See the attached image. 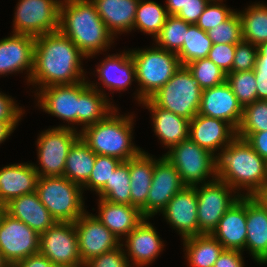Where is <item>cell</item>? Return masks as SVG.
I'll list each match as a JSON object with an SVG mask.
<instances>
[{
    "label": "cell",
    "instance_id": "obj_36",
    "mask_svg": "<svg viewBox=\"0 0 267 267\" xmlns=\"http://www.w3.org/2000/svg\"><path fill=\"white\" fill-rule=\"evenodd\" d=\"M212 40L196 24H190L186 31V37L181 50L177 53L181 66L190 62L207 58L212 48Z\"/></svg>",
    "mask_w": 267,
    "mask_h": 267
},
{
    "label": "cell",
    "instance_id": "obj_32",
    "mask_svg": "<svg viewBox=\"0 0 267 267\" xmlns=\"http://www.w3.org/2000/svg\"><path fill=\"white\" fill-rule=\"evenodd\" d=\"M184 258L189 267H213L224 250L211 234H199L183 239Z\"/></svg>",
    "mask_w": 267,
    "mask_h": 267
},
{
    "label": "cell",
    "instance_id": "obj_11",
    "mask_svg": "<svg viewBox=\"0 0 267 267\" xmlns=\"http://www.w3.org/2000/svg\"><path fill=\"white\" fill-rule=\"evenodd\" d=\"M195 187L199 234H212L219 220L241 196L227 183L218 179Z\"/></svg>",
    "mask_w": 267,
    "mask_h": 267
},
{
    "label": "cell",
    "instance_id": "obj_60",
    "mask_svg": "<svg viewBox=\"0 0 267 267\" xmlns=\"http://www.w3.org/2000/svg\"><path fill=\"white\" fill-rule=\"evenodd\" d=\"M261 197L267 202V188L265 192L261 195Z\"/></svg>",
    "mask_w": 267,
    "mask_h": 267
},
{
    "label": "cell",
    "instance_id": "obj_28",
    "mask_svg": "<svg viewBox=\"0 0 267 267\" xmlns=\"http://www.w3.org/2000/svg\"><path fill=\"white\" fill-rule=\"evenodd\" d=\"M5 212L24 222L39 235L57 222L42 204L36 191L12 199L5 205Z\"/></svg>",
    "mask_w": 267,
    "mask_h": 267
},
{
    "label": "cell",
    "instance_id": "obj_44",
    "mask_svg": "<svg viewBox=\"0 0 267 267\" xmlns=\"http://www.w3.org/2000/svg\"><path fill=\"white\" fill-rule=\"evenodd\" d=\"M223 0H210L196 25L203 31H208L226 21L235 11L223 3Z\"/></svg>",
    "mask_w": 267,
    "mask_h": 267
},
{
    "label": "cell",
    "instance_id": "obj_38",
    "mask_svg": "<svg viewBox=\"0 0 267 267\" xmlns=\"http://www.w3.org/2000/svg\"><path fill=\"white\" fill-rule=\"evenodd\" d=\"M190 23L185 22L176 15H168L159 34L153 39L155 45L173 53H178L186 37Z\"/></svg>",
    "mask_w": 267,
    "mask_h": 267
},
{
    "label": "cell",
    "instance_id": "obj_15",
    "mask_svg": "<svg viewBox=\"0 0 267 267\" xmlns=\"http://www.w3.org/2000/svg\"><path fill=\"white\" fill-rule=\"evenodd\" d=\"M74 224L83 265L121 245L120 239L88 211L83 213Z\"/></svg>",
    "mask_w": 267,
    "mask_h": 267
},
{
    "label": "cell",
    "instance_id": "obj_6",
    "mask_svg": "<svg viewBox=\"0 0 267 267\" xmlns=\"http://www.w3.org/2000/svg\"><path fill=\"white\" fill-rule=\"evenodd\" d=\"M36 192L57 222H75L87 210L83 188L64 176L39 177Z\"/></svg>",
    "mask_w": 267,
    "mask_h": 267
},
{
    "label": "cell",
    "instance_id": "obj_58",
    "mask_svg": "<svg viewBox=\"0 0 267 267\" xmlns=\"http://www.w3.org/2000/svg\"><path fill=\"white\" fill-rule=\"evenodd\" d=\"M50 267H83V266H72L68 264H57V263H52Z\"/></svg>",
    "mask_w": 267,
    "mask_h": 267
},
{
    "label": "cell",
    "instance_id": "obj_41",
    "mask_svg": "<svg viewBox=\"0 0 267 267\" xmlns=\"http://www.w3.org/2000/svg\"><path fill=\"white\" fill-rule=\"evenodd\" d=\"M185 66L202 90L223 84L226 81V73L208 57L190 62Z\"/></svg>",
    "mask_w": 267,
    "mask_h": 267
},
{
    "label": "cell",
    "instance_id": "obj_3",
    "mask_svg": "<svg viewBox=\"0 0 267 267\" xmlns=\"http://www.w3.org/2000/svg\"><path fill=\"white\" fill-rule=\"evenodd\" d=\"M59 31L87 58L106 52L116 40L91 0H70L60 5Z\"/></svg>",
    "mask_w": 267,
    "mask_h": 267
},
{
    "label": "cell",
    "instance_id": "obj_55",
    "mask_svg": "<svg viewBox=\"0 0 267 267\" xmlns=\"http://www.w3.org/2000/svg\"><path fill=\"white\" fill-rule=\"evenodd\" d=\"M19 122H1L0 121V144L5 142L11 136Z\"/></svg>",
    "mask_w": 267,
    "mask_h": 267
},
{
    "label": "cell",
    "instance_id": "obj_25",
    "mask_svg": "<svg viewBox=\"0 0 267 267\" xmlns=\"http://www.w3.org/2000/svg\"><path fill=\"white\" fill-rule=\"evenodd\" d=\"M39 175L33 163H14L0 168V203L36 191Z\"/></svg>",
    "mask_w": 267,
    "mask_h": 267
},
{
    "label": "cell",
    "instance_id": "obj_49",
    "mask_svg": "<svg viewBox=\"0 0 267 267\" xmlns=\"http://www.w3.org/2000/svg\"><path fill=\"white\" fill-rule=\"evenodd\" d=\"M209 2L210 0H187L183 9H181L176 16L187 23L196 24Z\"/></svg>",
    "mask_w": 267,
    "mask_h": 267
},
{
    "label": "cell",
    "instance_id": "obj_13",
    "mask_svg": "<svg viewBox=\"0 0 267 267\" xmlns=\"http://www.w3.org/2000/svg\"><path fill=\"white\" fill-rule=\"evenodd\" d=\"M39 253L51 263L84 266L74 222H56L40 234Z\"/></svg>",
    "mask_w": 267,
    "mask_h": 267
},
{
    "label": "cell",
    "instance_id": "obj_40",
    "mask_svg": "<svg viewBox=\"0 0 267 267\" xmlns=\"http://www.w3.org/2000/svg\"><path fill=\"white\" fill-rule=\"evenodd\" d=\"M226 82L243 108L257 100L256 80L253 70L229 72L226 74Z\"/></svg>",
    "mask_w": 267,
    "mask_h": 267
},
{
    "label": "cell",
    "instance_id": "obj_1",
    "mask_svg": "<svg viewBox=\"0 0 267 267\" xmlns=\"http://www.w3.org/2000/svg\"><path fill=\"white\" fill-rule=\"evenodd\" d=\"M83 59L88 58L59 30L38 36L35 38L34 68L28 84L33 86L36 94L44 87L86 80Z\"/></svg>",
    "mask_w": 267,
    "mask_h": 267
},
{
    "label": "cell",
    "instance_id": "obj_57",
    "mask_svg": "<svg viewBox=\"0 0 267 267\" xmlns=\"http://www.w3.org/2000/svg\"><path fill=\"white\" fill-rule=\"evenodd\" d=\"M0 267H12L1 252H0Z\"/></svg>",
    "mask_w": 267,
    "mask_h": 267
},
{
    "label": "cell",
    "instance_id": "obj_47",
    "mask_svg": "<svg viewBox=\"0 0 267 267\" xmlns=\"http://www.w3.org/2000/svg\"><path fill=\"white\" fill-rule=\"evenodd\" d=\"M83 267H131L122 245L93 258Z\"/></svg>",
    "mask_w": 267,
    "mask_h": 267
},
{
    "label": "cell",
    "instance_id": "obj_42",
    "mask_svg": "<svg viewBox=\"0 0 267 267\" xmlns=\"http://www.w3.org/2000/svg\"><path fill=\"white\" fill-rule=\"evenodd\" d=\"M122 161L106 156L96 155L93 170L90 174L88 181L82 186L84 190H90L97 194L109 181L111 175Z\"/></svg>",
    "mask_w": 267,
    "mask_h": 267
},
{
    "label": "cell",
    "instance_id": "obj_7",
    "mask_svg": "<svg viewBox=\"0 0 267 267\" xmlns=\"http://www.w3.org/2000/svg\"><path fill=\"white\" fill-rule=\"evenodd\" d=\"M163 156L179 172L185 186L195 187L217 179V157L190 138L172 146Z\"/></svg>",
    "mask_w": 267,
    "mask_h": 267
},
{
    "label": "cell",
    "instance_id": "obj_18",
    "mask_svg": "<svg viewBox=\"0 0 267 267\" xmlns=\"http://www.w3.org/2000/svg\"><path fill=\"white\" fill-rule=\"evenodd\" d=\"M196 187L185 186L161 211L163 218L182 240L199 235Z\"/></svg>",
    "mask_w": 267,
    "mask_h": 267
},
{
    "label": "cell",
    "instance_id": "obj_45",
    "mask_svg": "<svg viewBox=\"0 0 267 267\" xmlns=\"http://www.w3.org/2000/svg\"><path fill=\"white\" fill-rule=\"evenodd\" d=\"M258 55L257 46L241 40L236 44L232 72L250 71L255 68Z\"/></svg>",
    "mask_w": 267,
    "mask_h": 267
},
{
    "label": "cell",
    "instance_id": "obj_9",
    "mask_svg": "<svg viewBox=\"0 0 267 267\" xmlns=\"http://www.w3.org/2000/svg\"><path fill=\"white\" fill-rule=\"evenodd\" d=\"M80 138V131L66 127H52L37 137L38 165L33 163L39 177L63 176L67 154Z\"/></svg>",
    "mask_w": 267,
    "mask_h": 267
},
{
    "label": "cell",
    "instance_id": "obj_23",
    "mask_svg": "<svg viewBox=\"0 0 267 267\" xmlns=\"http://www.w3.org/2000/svg\"><path fill=\"white\" fill-rule=\"evenodd\" d=\"M95 71L98 81L103 84V88L111 91L110 94L124 92L133 81L136 82V68L129 49L122 53H109L97 64Z\"/></svg>",
    "mask_w": 267,
    "mask_h": 267
},
{
    "label": "cell",
    "instance_id": "obj_39",
    "mask_svg": "<svg viewBox=\"0 0 267 267\" xmlns=\"http://www.w3.org/2000/svg\"><path fill=\"white\" fill-rule=\"evenodd\" d=\"M267 131V101L256 100L243 108L237 137L246 139L253 132Z\"/></svg>",
    "mask_w": 267,
    "mask_h": 267
},
{
    "label": "cell",
    "instance_id": "obj_46",
    "mask_svg": "<svg viewBox=\"0 0 267 267\" xmlns=\"http://www.w3.org/2000/svg\"><path fill=\"white\" fill-rule=\"evenodd\" d=\"M236 44H213L208 58L226 74L232 72Z\"/></svg>",
    "mask_w": 267,
    "mask_h": 267
},
{
    "label": "cell",
    "instance_id": "obj_24",
    "mask_svg": "<svg viewBox=\"0 0 267 267\" xmlns=\"http://www.w3.org/2000/svg\"><path fill=\"white\" fill-rule=\"evenodd\" d=\"M141 104L150 112L153 131L163 147L170 149L189 138L188 119L158 107L150 98L143 100Z\"/></svg>",
    "mask_w": 267,
    "mask_h": 267
},
{
    "label": "cell",
    "instance_id": "obj_37",
    "mask_svg": "<svg viewBox=\"0 0 267 267\" xmlns=\"http://www.w3.org/2000/svg\"><path fill=\"white\" fill-rule=\"evenodd\" d=\"M129 160L121 162L109 181L96 194L99 198L112 203L131 205Z\"/></svg>",
    "mask_w": 267,
    "mask_h": 267
},
{
    "label": "cell",
    "instance_id": "obj_50",
    "mask_svg": "<svg viewBox=\"0 0 267 267\" xmlns=\"http://www.w3.org/2000/svg\"><path fill=\"white\" fill-rule=\"evenodd\" d=\"M243 251L224 249L213 267H244Z\"/></svg>",
    "mask_w": 267,
    "mask_h": 267
},
{
    "label": "cell",
    "instance_id": "obj_51",
    "mask_svg": "<svg viewBox=\"0 0 267 267\" xmlns=\"http://www.w3.org/2000/svg\"><path fill=\"white\" fill-rule=\"evenodd\" d=\"M245 140L267 161V131L253 132Z\"/></svg>",
    "mask_w": 267,
    "mask_h": 267
},
{
    "label": "cell",
    "instance_id": "obj_14",
    "mask_svg": "<svg viewBox=\"0 0 267 267\" xmlns=\"http://www.w3.org/2000/svg\"><path fill=\"white\" fill-rule=\"evenodd\" d=\"M40 235L6 212L0 220V252L11 266L39 253Z\"/></svg>",
    "mask_w": 267,
    "mask_h": 267
},
{
    "label": "cell",
    "instance_id": "obj_53",
    "mask_svg": "<svg viewBox=\"0 0 267 267\" xmlns=\"http://www.w3.org/2000/svg\"><path fill=\"white\" fill-rule=\"evenodd\" d=\"M258 55L253 69L254 73L267 74V41L257 46Z\"/></svg>",
    "mask_w": 267,
    "mask_h": 267
},
{
    "label": "cell",
    "instance_id": "obj_2",
    "mask_svg": "<svg viewBox=\"0 0 267 267\" xmlns=\"http://www.w3.org/2000/svg\"><path fill=\"white\" fill-rule=\"evenodd\" d=\"M216 162L217 179L240 196H261L265 192L267 161L245 139L236 137L220 152Z\"/></svg>",
    "mask_w": 267,
    "mask_h": 267
},
{
    "label": "cell",
    "instance_id": "obj_48",
    "mask_svg": "<svg viewBox=\"0 0 267 267\" xmlns=\"http://www.w3.org/2000/svg\"><path fill=\"white\" fill-rule=\"evenodd\" d=\"M12 96L0 92V121L1 122H20L25 110L20 107Z\"/></svg>",
    "mask_w": 267,
    "mask_h": 267
},
{
    "label": "cell",
    "instance_id": "obj_17",
    "mask_svg": "<svg viewBox=\"0 0 267 267\" xmlns=\"http://www.w3.org/2000/svg\"><path fill=\"white\" fill-rule=\"evenodd\" d=\"M149 219L150 218H144L140 224L121 241L129 264L132 263L131 267H146L152 264L164 250V241Z\"/></svg>",
    "mask_w": 267,
    "mask_h": 267
},
{
    "label": "cell",
    "instance_id": "obj_35",
    "mask_svg": "<svg viewBox=\"0 0 267 267\" xmlns=\"http://www.w3.org/2000/svg\"><path fill=\"white\" fill-rule=\"evenodd\" d=\"M168 17L164 5L152 0H140L134 19L133 30H140L144 34L155 38L161 31Z\"/></svg>",
    "mask_w": 267,
    "mask_h": 267
},
{
    "label": "cell",
    "instance_id": "obj_31",
    "mask_svg": "<svg viewBox=\"0 0 267 267\" xmlns=\"http://www.w3.org/2000/svg\"><path fill=\"white\" fill-rule=\"evenodd\" d=\"M155 158L145 150L129 160L131 205L141 210L152 184Z\"/></svg>",
    "mask_w": 267,
    "mask_h": 267
},
{
    "label": "cell",
    "instance_id": "obj_22",
    "mask_svg": "<svg viewBox=\"0 0 267 267\" xmlns=\"http://www.w3.org/2000/svg\"><path fill=\"white\" fill-rule=\"evenodd\" d=\"M198 114L226 121L237 130L242 120L243 107L225 81L202 91Z\"/></svg>",
    "mask_w": 267,
    "mask_h": 267
},
{
    "label": "cell",
    "instance_id": "obj_43",
    "mask_svg": "<svg viewBox=\"0 0 267 267\" xmlns=\"http://www.w3.org/2000/svg\"><path fill=\"white\" fill-rule=\"evenodd\" d=\"M206 32L213 44L239 43L242 40V29L238 11L235 10L226 21Z\"/></svg>",
    "mask_w": 267,
    "mask_h": 267
},
{
    "label": "cell",
    "instance_id": "obj_56",
    "mask_svg": "<svg viewBox=\"0 0 267 267\" xmlns=\"http://www.w3.org/2000/svg\"><path fill=\"white\" fill-rule=\"evenodd\" d=\"M187 0H165V8L168 15H176L181 9H183Z\"/></svg>",
    "mask_w": 267,
    "mask_h": 267
},
{
    "label": "cell",
    "instance_id": "obj_29",
    "mask_svg": "<svg viewBox=\"0 0 267 267\" xmlns=\"http://www.w3.org/2000/svg\"><path fill=\"white\" fill-rule=\"evenodd\" d=\"M80 81V129L104 120L117 106L111 102L99 82ZM99 84V85H98ZM99 87V88H98Z\"/></svg>",
    "mask_w": 267,
    "mask_h": 267
},
{
    "label": "cell",
    "instance_id": "obj_12",
    "mask_svg": "<svg viewBox=\"0 0 267 267\" xmlns=\"http://www.w3.org/2000/svg\"><path fill=\"white\" fill-rule=\"evenodd\" d=\"M34 97L39 109L68 123L57 127L78 129L75 126L80 125V82L44 87Z\"/></svg>",
    "mask_w": 267,
    "mask_h": 267
},
{
    "label": "cell",
    "instance_id": "obj_20",
    "mask_svg": "<svg viewBox=\"0 0 267 267\" xmlns=\"http://www.w3.org/2000/svg\"><path fill=\"white\" fill-rule=\"evenodd\" d=\"M236 137L237 130L226 121L200 114L190 120L189 138L216 157Z\"/></svg>",
    "mask_w": 267,
    "mask_h": 267
},
{
    "label": "cell",
    "instance_id": "obj_8",
    "mask_svg": "<svg viewBox=\"0 0 267 267\" xmlns=\"http://www.w3.org/2000/svg\"><path fill=\"white\" fill-rule=\"evenodd\" d=\"M202 91L188 68L181 66L150 99L158 107L190 121L199 113Z\"/></svg>",
    "mask_w": 267,
    "mask_h": 267
},
{
    "label": "cell",
    "instance_id": "obj_5",
    "mask_svg": "<svg viewBox=\"0 0 267 267\" xmlns=\"http://www.w3.org/2000/svg\"><path fill=\"white\" fill-rule=\"evenodd\" d=\"M151 47V48H150ZM145 49H130L136 68V82L140 86L133 93L140 105L158 91L181 67L176 53L154 44Z\"/></svg>",
    "mask_w": 267,
    "mask_h": 267
},
{
    "label": "cell",
    "instance_id": "obj_34",
    "mask_svg": "<svg viewBox=\"0 0 267 267\" xmlns=\"http://www.w3.org/2000/svg\"><path fill=\"white\" fill-rule=\"evenodd\" d=\"M242 40L258 46L267 41V4L257 2L238 11Z\"/></svg>",
    "mask_w": 267,
    "mask_h": 267
},
{
    "label": "cell",
    "instance_id": "obj_27",
    "mask_svg": "<svg viewBox=\"0 0 267 267\" xmlns=\"http://www.w3.org/2000/svg\"><path fill=\"white\" fill-rule=\"evenodd\" d=\"M98 220L122 241L145 218L135 206L98 198Z\"/></svg>",
    "mask_w": 267,
    "mask_h": 267
},
{
    "label": "cell",
    "instance_id": "obj_33",
    "mask_svg": "<svg viewBox=\"0 0 267 267\" xmlns=\"http://www.w3.org/2000/svg\"><path fill=\"white\" fill-rule=\"evenodd\" d=\"M96 154L79 138L67 154L63 176L81 187L88 181Z\"/></svg>",
    "mask_w": 267,
    "mask_h": 267
},
{
    "label": "cell",
    "instance_id": "obj_4",
    "mask_svg": "<svg viewBox=\"0 0 267 267\" xmlns=\"http://www.w3.org/2000/svg\"><path fill=\"white\" fill-rule=\"evenodd\" d=\"M134 118V114H120L117 107L104 120L81 130L80 138L96 155L128 161L143 150L132 141Z\"/></svg>",
    "mask_w": 267,
    "mask_h": 267
},
{
    "label": "cell",
    "instance_id": "obj_26",
    "mask_svg": "<svg viewBox=\"0 0 267 267\" xmlns=\"http://www.w3.org/2000/svg\"><path fill=\"white\" fill-rule=\"evenodd\" d=\"M224 247L230 250H245L246 196H241L219 220L217 228L211 234Z\"/></svg>",
    "mask_w": 267,
    "mask_h": 267
},
{
    "label": "cell",
    "instance_id": "obj_19",
    "mask_svg": "<svg viewBox=\"0 0 267 267\" xmlns=\"http://www.w3.org/2000/svg\"><path fill=\"white\" fill-rule=\"evenodd\" d=\"M35 37L10 34L0 39V77L9 74H27L29 83L34 68Z\"/></svg>",
    "mask_w": 267,
    "mask_h": 267
},
{
    "label": "cell",
    "instance_id": "obj_21",
    "mask_svg": "<svg viewBox=\"0 0 267 267\" xmlns=\"http://www.w3.org/2000/svg\"><path fill=\"white\" fill-rule=\"evenodd\" d=\"M247 235L244 251L259 265L267 264V202L261 196H246Z\"/></svg>",
    "mask_w": 267,
    "mask_h": 267
},
{
    "label": "cell",
    "instance_id": "obj_54",
    "mask_svg": "<svg viewBox=\"0 0 267 267\" xmlns=\"http://www.w3.org/2000/svg\"><path fill=\"white\" fill-rule=\"evenodd\" d=\"M257 89V100H267V74L254 73Z\"/></svg>",
    "mask_w": 267,
    "mask_h": 267
},
{
    "label": "cell",
    "instance_id": "obj_30",
    "mask_svg": "<svg viewBox=\"0 0 267 267\" xmlns=\"http://www.w3.org/2000/svg\"><path fill=\"white\" fill-rule=\"evenodd\" d=\"M107 30L114 36L133 30L140 0H91Z\"/></svg>",
    "mask_w": 267,
    "mask_h": 267
},
{
    "label": "cell",
    "instance_id": "obj_59",
    "mask_svg": "<svg viewBox=\"0 0 267 267\" xmlns=\"http://www.w3.org/2000/svg\"><path fill=\"white\" fill-rule=\"evenodd\" d=\"M5 213V205H2L1 203H0V220H1V218H2V215Z\"/></svg>",
    "mask_w": 267,
    "mask_h": 267
},
{
    "label": "cell",
    "instance_id": "obj_61",
    "mask_svg": "<svg viewBox=\"0 0 267 267\" xmlns=\"http://www.w3.org/2000/svg\"><path fill=\"white\" fill-rule=\"evenodd\" d=\"M57 1L60 5L69 2L70 0H55Z\"/></svg>",
    "mask_w": 267,
    "mask_h": 267
},
{
    "label": "cell",
    "instance_id": "obj_52",
    "mask_svg": "<svg viewBox=\"0 0 267 267\" xmlns=\"http://www.w3.org/2000/svg\"><path fill=\"white\" fill-rule=\"evenodd\" d=\"M51 264L48 258L37 253L14 263L12 267H50Z\"/></svg>",
    "mask_w": 267,
    "mask_h": 267
},
{
    "label": "cell",
    "instance_id": "obj_16",
    "mask_svg": "<svg viewBox=\"0 0 267 267\" xmlns=\"http://www.w3.org/2000/svg\"><path fill=\"white\" fill-rule=\"evenodd\" d=\"M184 187L179 172L163 154L161 157L155 158L152 184L147 202L140 210L142 215L145 218H153L161 213L172 197Z\"/></svg>",
    "mask_w": 267,
    "mask_h": 267
},
{
    "label": "cell",
    "instance_id": "obj_10",
    "mask_svg": "<svg viewBox=\"0 0 267 267\" xmlns=\"http://www.w3.org/2000/svg\"><path fill=\"white\" fill-rule=\"evenodd\" d=\"M14 11L13 34L36 38L59 30L60 4L55 0H19Z\"/></svg>",
    "mask_w": 267,
    "mask_h": 267
}]
</instances>
